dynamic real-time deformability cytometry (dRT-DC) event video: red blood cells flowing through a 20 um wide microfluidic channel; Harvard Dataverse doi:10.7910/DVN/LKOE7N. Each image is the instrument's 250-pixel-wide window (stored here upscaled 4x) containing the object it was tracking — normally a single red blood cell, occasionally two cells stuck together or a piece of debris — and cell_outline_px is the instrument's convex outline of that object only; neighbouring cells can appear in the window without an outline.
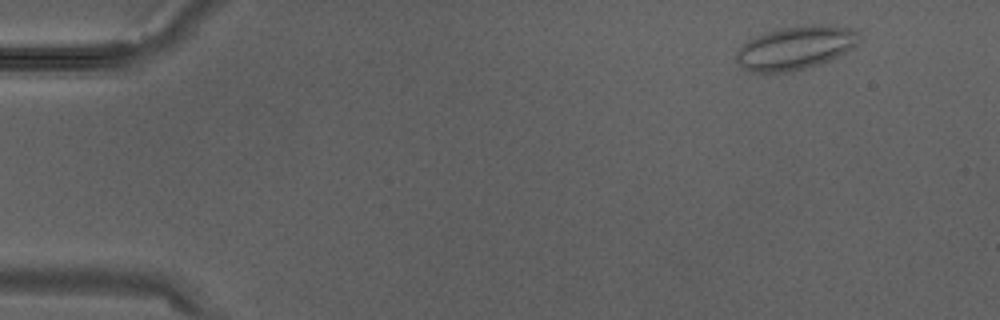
{"species": "Egyptian fruit bat (a non-hibernating species)", "species_latin": "Rousettus aegyptiacus", "temperature_condition": "warm", "stored_images_in_passage": 3, "camera_frame_rate_fps": 3000, "um_per_image_px": 0.085, "animal": {"sex": "male"}, "frame": {"image": 1, "passage_image": 1, "time_ms": 0.0, "image_size_px": [1000, 320], "cell_outline_px": [[860, 32], [856, 44], [852, 48], [828, 60], [804, 68], [788, 72], [752, 72], [744, 68], [736, 60], [736, 52], [748, 40], [756, 36], [768, 32], [784, 28], [812, 24], [836, 24], [852, 28]], "centroid_in_image_um": [67.64, 4.04], "position_along_channel_um": 17.4, "area_um2": 30.69}}